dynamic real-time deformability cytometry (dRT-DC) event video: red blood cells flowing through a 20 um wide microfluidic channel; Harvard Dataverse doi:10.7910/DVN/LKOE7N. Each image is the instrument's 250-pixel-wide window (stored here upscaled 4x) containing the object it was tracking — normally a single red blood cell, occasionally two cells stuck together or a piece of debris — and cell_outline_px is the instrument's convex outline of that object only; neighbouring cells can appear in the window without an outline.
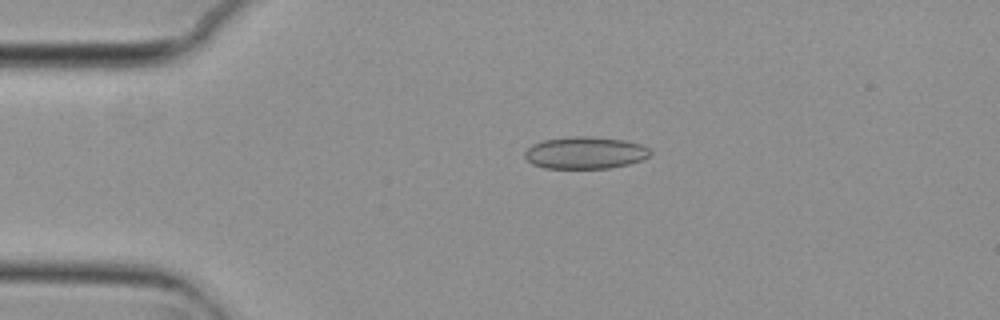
{"species": "common noctule bat (a hibernating species)", "species_latin": "Nyctalus noctula", "temperature_condition": "cold", "stored_images_in_passage": 48, "camera_frame_rate_fps": 3000, "um_per_image_px": 0.085, "animal": {"sex": "female", "body_mass_g": 29.2, "forearm_length_mm": 56.3}, "frame": {"image": 1, "passage_image": 5, "time_ms": 1.333, "image_size_px": [1000, 320], "cell_outline_px": [[652, 152], [648, 156], [640, 160], [628, 164], [608, 168], [544, 168], [532, 164], [524, 156], [524, 152], [532, 144], [544, 140], [568, 136], [588, 136], [624, 140], [640, 144], [648, 148]], "centroid_in_image_um": [49.71, 12.98], "position_along_channel_um": 35.3, "area_um2": 23.41}}
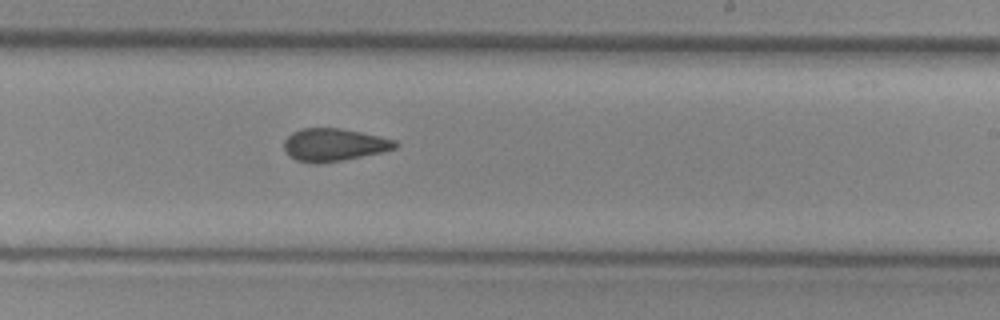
{"frame": {"image": 2, "passage_image": 26, "time_ms": 8.333, "image_size_px": [1000, 320], "cell_outline_px": [[400, 144], [396, 148], [380, 152], [340, 160], [316, 164], [296, 160], [288, 156], [284, 148], [284, 140], [292, 132], [300, 128], [340, 128], [380, 136], [396, 140]], "centroid_in_image_um": [28.36, 12.3], "position_along_channel_um": 260.6, "area_um2": 21.1}}
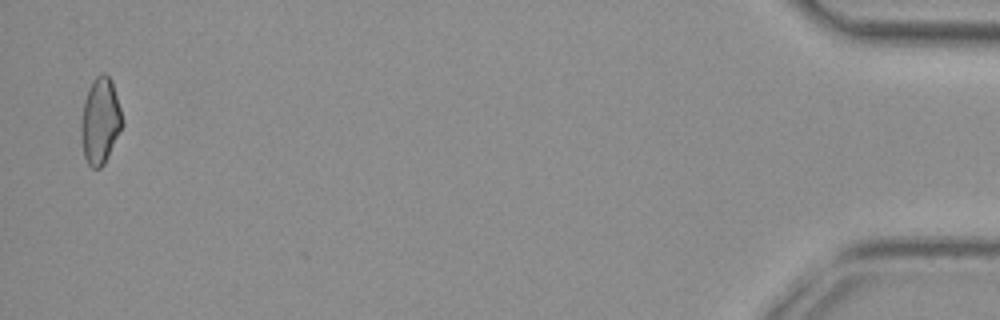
{"frame": {"image": 3, "passage_image": 47, "time_ms": 15.333, "image_size_px": [1000, 320], "cell_outline_px": [[124, 124], [104, 164], [100, 168], [92, 168], [88, 164], [84, 156], [80, 136], [80, 120], [84, 100], [92, 80], [96, 76], [104, 72], [112, 80], [120, 108]], "centroid_in_image_um": [8.5, 10.28], "position_along_channel_um": 426.7, "area_um2": 20.87}, "authors_computed_cell_mechanics": {"area_um2": 21.4438, "velocity_mm_per_s": 3.7514, "shape_relaxation_time_tau1_ms": null, "shape_relaxation_time_tau2_ms": 2.1361, "deformation_change_tau1": null, "deformation_change_tau2": 0.0851}}